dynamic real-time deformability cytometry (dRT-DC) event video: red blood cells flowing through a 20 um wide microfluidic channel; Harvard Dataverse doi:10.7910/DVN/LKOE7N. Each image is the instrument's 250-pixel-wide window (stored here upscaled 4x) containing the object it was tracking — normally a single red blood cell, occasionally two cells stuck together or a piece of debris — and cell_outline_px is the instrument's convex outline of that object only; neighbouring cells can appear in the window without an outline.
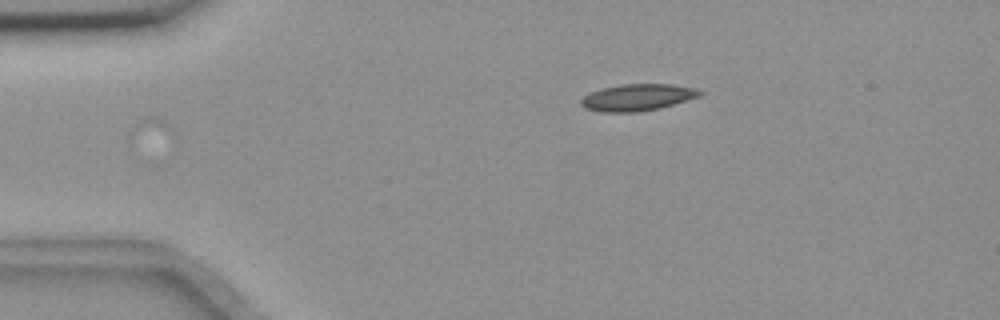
{"species": "common noctule bat (a hibernating species)", "species_latin": "Nyctalus noctula", "temperature_condition": "room temperature", "stored_images_in_passage": 2, "camera_frame_rate_fps": 3000, "um_per_image_px": 0.085, "animal": {"sex": "female", "body_mass_g": 18.4}, "frame": {"image": 1, "passage_image": 1, "time_ms": 0.0, "image_size_px": [1000, 320], "cell_outline_px": [[704, 92], [700, 96], [672, 104], [656, 108], [636, 112], [600, 112], [584, 108], [580, 104], [580, 100], [584, 96], [592, 92], [604, 88], [620, 84], [672, 84], [696, 88]], "centroid_in_image_um": [54.17, 8.27], "position_along_channel_um": 30.8, "area_um2": 18.32}}